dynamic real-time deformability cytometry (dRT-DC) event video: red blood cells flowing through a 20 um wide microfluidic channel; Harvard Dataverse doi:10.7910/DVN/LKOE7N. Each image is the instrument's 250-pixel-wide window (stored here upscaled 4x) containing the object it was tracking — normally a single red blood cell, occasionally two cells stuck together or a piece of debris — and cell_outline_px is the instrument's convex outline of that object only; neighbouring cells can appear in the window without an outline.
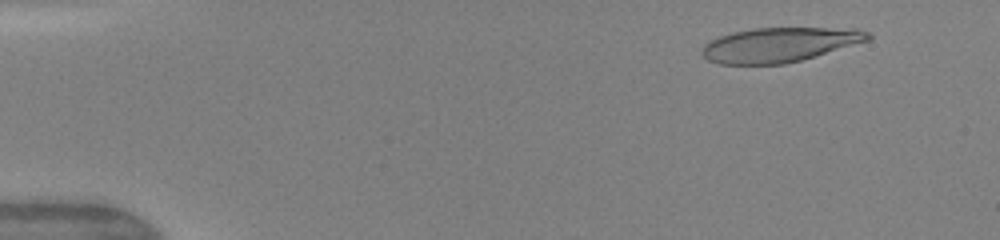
{"species": "human", "species_latin": "Homo sapiens", "temperature_condition": "warm", "stored_images_in_passage": 48, "camera_frame_rate_fps": 3000, "um_per_image_px": 0.085, "donor": {"sex": "female"}, "frame": {"image": 1, "passage_image": 5, "time_ms": 1.333, "image_size_px": [1000, 240], "cell_outline_px": [[872, 36], [868, 40], [800, 60], [784, 64], [720, 64], [708, 60], [700, 52], [704, 44], [720, 36], [732, 32], [756, 28], [856, 28], [868, 32]], "centroid_in_image_um": [66.22, 3.8], "position_along_channel_um": 18.8, "area_um2": 33.06}}
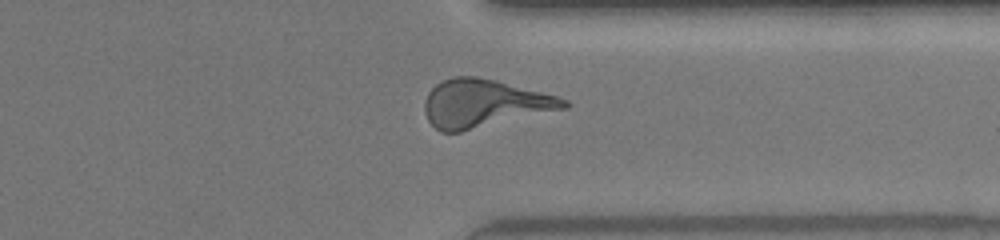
{"frame": {"image": 2, "passage_image": 38, "time_ms": 12.333, "image_size_px": [1000, 240], "cell_outline_px": [[572, 104], [568, 108], [460, 132], [440, 132], [428, 120], [424, 112], [424, 100], [428, 92], [436, 84], [452, 76], [476, 76], [496, 80], [556, 96], [568, 100]], "centroid_in_image_um": [41.14, 8.79], "position_along_channel_um": 370.3, "area_um2": 38.9}}
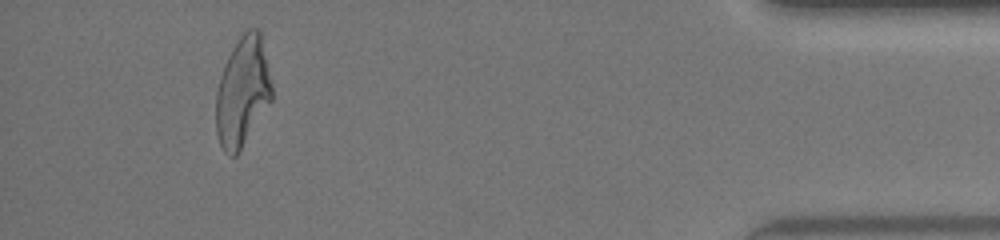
{"frame": {"image": 3, "passage_image": 45, "time_ms": 14.667, "image_size_px": [1000, 240], "cell_outline_px": [[272, 100], [236, 156], [232, 156], [224, 152], [220, 144], [216, 132], [216, 92], [220, 76], [224, 64], [228, 56], [240, 36], [248, 28], [256, 28], [260, 32], [272, 84]], "centroid_in_image_um": [20.61, 7.81], "position_along_channel_um": 414.6, "area_um2": 35.43}, "authors_computed_cell_mechanics": {"area_um2": 36.125, "velocity_mm_per_s": 4.2053, "shape_relaxation_time_tau1_ms": 5.7598, "shape_relaxation_time_tau2_ms": 0.9893, "deformation_change_tau1": 0.2783, "deformation_change_tau2": 0.139}}